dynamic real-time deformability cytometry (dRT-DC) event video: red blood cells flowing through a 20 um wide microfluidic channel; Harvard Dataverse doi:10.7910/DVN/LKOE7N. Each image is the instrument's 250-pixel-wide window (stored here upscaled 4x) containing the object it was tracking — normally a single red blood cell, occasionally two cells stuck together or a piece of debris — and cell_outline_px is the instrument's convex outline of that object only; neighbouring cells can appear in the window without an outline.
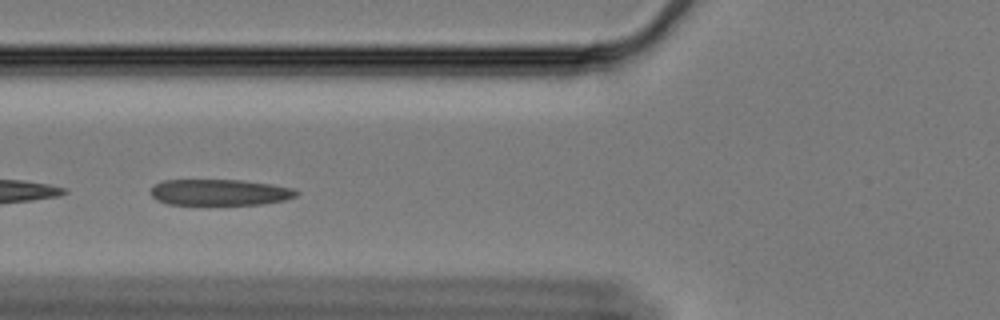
{"species": "Egyptian fruit bat (a non-hibernating species)", "species_latin": "Rousettus aegyptiacus", "temperature_condition": "cold", "stored_images_in_passage": 17, "camera_frame_rate_fps": 3000, "um_per_image_px": 0.085, "animal": {"sex": "female"}, "frame": {"image": 1, "passage_image": 8, "time_ms": 2.333, "image_size_px": [1000, 320], "cell_outline_px": [[300, 192], [296, 196], [284, 200], [264, 204], [208, 208], [168, 204], [156, 200], [148, 192], [156, 184], [164, 180], [240, 180], [272, 184], [292, 188]], "centroid_in_image_um": [18.64, 16.41], "position_along_channel_um": 107.2, "area_um2": 23.52}}